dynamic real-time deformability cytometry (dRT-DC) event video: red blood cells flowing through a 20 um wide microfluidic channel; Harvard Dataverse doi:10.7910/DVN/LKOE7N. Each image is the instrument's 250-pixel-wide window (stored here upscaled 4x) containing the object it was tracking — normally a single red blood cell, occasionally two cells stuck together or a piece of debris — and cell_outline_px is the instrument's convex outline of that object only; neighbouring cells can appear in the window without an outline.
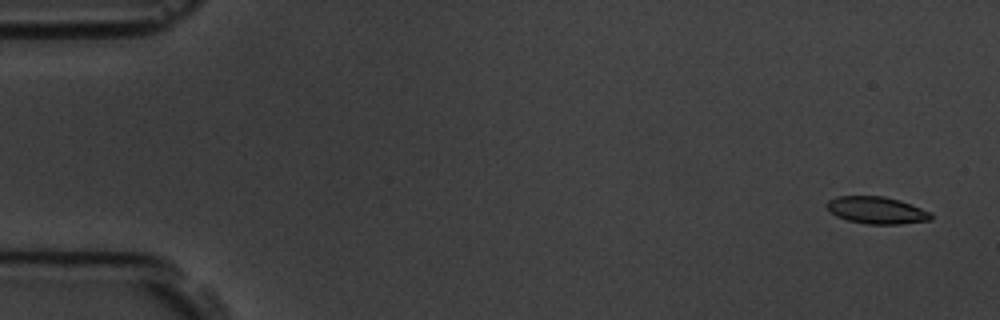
{"species": "common noctule bat (a hibernating species)", "species_latin": "Nyctalus noctula", "temperature_condition": "room temperature", "stored_images_in_passage": 7, "camera_frame_rate_fps": 3000, "um_per_image_px": 0.085, "animal": {"sex": "male", "body_mass_g": 19.5, "forearm_length_mm": 54.6}, "frame": {"image": 1, "passage_image": 1, "time_ms": 0.0, "image_size_px": [1000, 320], "cell_outline_px": [[932, 220], [900, 224], [868, 224], [848, 220], [836, 216], [824, 204], [828, 200], [836, 196], [884, 196], [900, 200], [932, 212]], "centroid_in_image_um": [74.53, 17.86], "position_along_channel_um": 10.5, "area_um2": 16.53}}
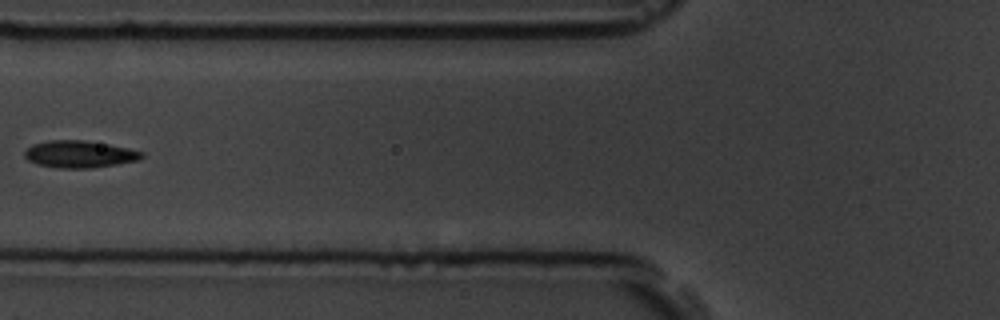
{"frame": {"image": 2, "passage_image": 6, "time_ms": 6.667, "image_size_px": [1000, 320], "cell_outline_px": [[144, 156], [136, 160], [116, 164], [92, 168], [60, 168], [36, 164], [28, 160], [24, 156], [24, 152], [32, 144], [48, 140], [84, 140], [108, 144], [144, 152]], "centroid_in_image_um": [6.72, 13.1], "position_along_channel_um": 119.1, "area_um2": 18.38}}
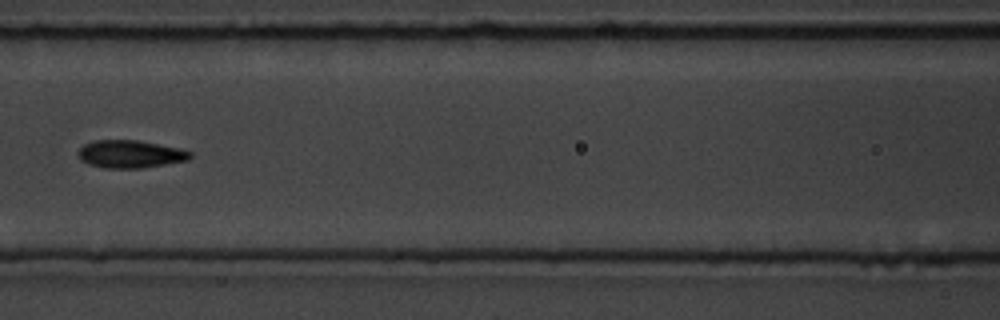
{"frame": {"image": 3, "passage_image": 7, "time_ms": 7.667, "image_size_px": [1000, 320], "cell_outline_px": [[192, 156], [188, 160], [140, 168], [104, 168], [88, 164], [80, 160], [76, 152], [84, 144], [92, 140], [136, 140], [180, 148], [192, 152]], "centroid_in_image_um": [11.03, 13.09], "position_along_channel_um": 155.6, "area_um2": 18.15}}